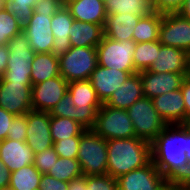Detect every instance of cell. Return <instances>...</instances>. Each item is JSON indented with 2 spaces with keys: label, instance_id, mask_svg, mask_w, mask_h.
Segmentation results:
<instances>
[{
  "label": "cell",
  "instance_id": "obj_1",
  "mask_svg": "<svg viewBox=\"0 0 190 190\" xmlns=\"http://www.w3.org/2000/svg\"><path fill=\"white\" fill-rule=\"evenodd\" d=\"M151 161L177 184L190 172V133L182 125H167L151 142Z\"/></svg>",
  "mask_w": 190,
  "mask_h": 190
},
{
  "label": "cell",
  "instance_id": "obj_2",
  "mask_svg": "<svg viewBox=\"0 0 190 190\" xmlns=\"http://www.w3.org/2000/svg\"><path fill=\"white\" fill-rule=\"evenodd\" d=\"M107 174L118 178L151 161V143L132 137L107 140Z\"/></svg>",
  "mask_w": 190,
  "mask_h": 190
},
{
  "label": "cell",
  "instance_id": "obj_3",
  "mask_svg": "<svg viewBox=\"0 0 190 190\" xmlns=\"http://www.w3.org/2000/svg\"><path fill=\"white\" fill-rule=\"evenodd\" d=\"M9 48L8 65L0 81L31 83V66L35 52L23 30L7 44Z\"/></svg>",
  "mask_w": 190,
  "mask_h": 190
},
{
  "label": "cell",
  "instance_id": "obj_4",
  "mask_svg": "<svg viewBox=\"0 0 190 190\" xmlns=\"http://www.w3.org/2000/svg\"><path fill=\"white\" fill-rule=\"evenodd\" d=\"M77 160L84 176L107 174V140L86 129L80 136Z\"/></svg>",
  "mask_w": 190,
  "mask_h": 190
},
{
  "label": "cell",
  "instance_id": "obj_5",
  "mask_svg": "<svg viewBox=\"0 0 190 190\" xmlns=\"http://www.w3.org/2000/svg\"><path fill=\"white\" fill-rule=\"evenodd\" d=\"M58 58L60 75L68 83L88 80L97 66V48L71 47Z\"/></svg>",
  "mask_w": 190,
  "mask_h": 190
},
{
  "label": "cell",
  "instance_id": "obj_6",
  "mask_svg": "<svg viewBox=\"0 0 190 190\" xmlns=\"http://www.w3.org/2000/svg\"><path fill=\"white\" fill-rule=\"evenodd\" d=\"M92 130L105 140L136 137L127 110L113 108L106 104L97 111Z\"/></svg>",
  "mask_w": 190,
  "mask_h": 190
},
{
  "label": "cell",
  "instance_id": "obj_7",
  "mask_svg": "<svg viewBox=\"0 0 190 190\" xmlns=\"http://www.w3.org/2000/svg\"><path fill=\"white\" fill-rule=\"evenodd\" d=\"M137 138L151 143L167 126L158 115L152 99L143 97L127 109Z\"/></svg>",
  "mask_w": 190,
  "mask_h": 190
},
{
  "label": "cell",
  "instance_id": "obj_8",
  "mask_svg": "<svg viewBox=\"0 0 190 190\" xmlns=\"http://www.w3.org/2000/svg\"><path fill=\"white\" fill-rule=\"evenodd\" d=\"M68 92L76 107L75 121L86 129H92L97 111L103 105L92 84L89 80L72 81L68 83Z\"/></svg>",
  "mask_w": 190,
  "mask_h": 190
},
{
  "label": "cell",
  "instance_id": "obj_9",
  "mask_svg": "<svg viewBox=\"0 0 190 190\" xmlns=\"http://www.w3.org/2000/svg\"><path fill=\"white\" fill-rule=\"evenodd\" d=\"M136 42L116 41L103 36L97 48V64L121 71H136L133 63Z\"/></svg>",
  "mask_w": 190,
  "mask_h": 190
},
{
  "label": "cell",
  "instance_id": "obj_10",
  "mask_svg": "<svg viewBox=\"0 0 190 190\" xmlns=\"http://www.w3.org/2000/svg\"><path fill=\"white\" fill-rule=\"evenodd\" d=\"M169 184L152 161L117 178L118 190H164Z\"/></svg>",
  "mask_w": 190,
  "mask_h": 190
},
{
  "label": "cell",
  "instance_id": "obj_11",
  "mask_svg": "<svg viewBox=\"0 0 190 190\" xmlns=\"http://www.w3.org/2000/svg\"><path fill=\"white\" fill-rule=\"evenodd\" d=\"M159 42L164 46H171L190 51V19L177 13L162 15L159 28Z\"/></svg>",
  "mask_w": 190,
  "mask_h": 190
},
{
  "label": "cell",
  "instance_id": "obj_12",
  "mask_svg": "<svg viewBox=\"0 0 190 190\" xmlns=\"http://www.w3.org/2000/svg\"><path fill=\"white\" fill-rule=\"evenodd\" d=\"M32 83L0 81V107L14 115L32 110Z\"/></svg>",
  "mask_w": 190,
  "mask_h": 190
},
{
  "label": "cell",
  "instance_id": "obj_13",
  "mask_svg": "<svg viewBox=\"0 0 190 190\" xmlns=\"http://www.w3.org/2000/svg\"><path fill=\"white\" fill-rule=\"evenodd\" d=\"M68 92V82L61 76L32 85V110L51 112Z\"/></svg>",
  "mask_w": 190,
  "mask_h": 190
},
{
  "label": "cell",
  "instance_id": "obj_14",
  "mask_svg": "<svg viewBox=\"0 0 190 190\" xmlns=\"http://www.w3.org/2000/svg\"><path fill=\"white\" fill-rule=\"evenodd\" d=\"M51 115L49 112L34 111L27 112V130L25 142L34 152L41 153L45 149L53 147L50 132Z\"/></svg>",
  "mask_w": 190,
  "mask_h": 190
},
{
  "label": "cell",
  "instance_id": "obj_15",
  "mask_svg": "<svg viewBox=\"0 0 190 190\" xmlns=\"http://www.w3.org/2000/svg\"><path fill=\"white\" fill-rule=\"evenodd\" d=\"M53 15L34 13L23 27L30 47L35 53H51L54 35L51 29Z\"/></svg>",
  "mask_w": 190,
  "mask_h": 190
},
{
  "label": "cell",
  "instance_id": "obj_16",
  "mask_svg": "<svg viewBox=\"0 0 190 190\" xmlns=\"http://www.w3.org/2000/svg\"><path fill=\"white\" fill-rule=\"evenodd\" d=\"M144 97L153 99L161 94L180 89L188 73L140 71Z\"/></svg>",
  "mask_w": 190,
  "mask_h": 190
},
{
  "label": "cell",
  "instance_id": "obj_17",
  "mask_svg": "<svg viewBox=\"0 0 190 190\" xmlns=\"http://www.w3.org/2000/svg\"><path fill=\"white\" fill-rule=\"evenodd\" d=\"M137 71H121L118 69L105 68L101 65L96 66L91 73L89 81L95 89L96 94L104 104L112 95V93L119 89L121 84L128 79V77Z\"/></svg>",
  "mask_w": 190,
  "mask_h": 190
},
{
  "label": "cell",
  "instance_id": "obj_18",
  "mask_svg": "<svg viewBox=\"0 0 190 190\" xmlns=\"http://www.w3.org/2000/svg\"><path fill=\"white\" fill-rule=\"evenodd\" d=\"M158 115L167 125H181L186 118V108L181 88L152 99Z\"/></svg>",
  "mask_w": 190,
  "mask_h": 190
},
{
  "label": "cell",
  "instance_id": "obj_19",
  "mask_svg": "<svg viewBox=\"0 0 190 190\" xmlns=\"http://www.w3.org/2000/svg\"><path fill=\"white\" fill-rule=\"evenodd\" d=\"M0 159L13 172L33 164L34 152L26 142L6 138L0 141Z\"/></svg>",
  "mask_w": 190,
  "mask_h": 190
},
{
  "label": "cell",
  "instance_id": "obj_20",
  "mask_svg": "<svg viewBox=\"0 0 190 190\" xmlns=\"http://www.w3.org/2000/svg\"><path fill=\"white\" fill-rule=\"evenodd\" d=\"M148 71L188 73V52L180 48L161 45L155 63L151 64Z\"/></svg>",
  "mask_w": 190,
  "mask_h": 190
},
{
  "label": "cell",
  "instance_id": "obj_21",
  "mask_svg": "<svg viewBox=\"0 0 190 190\" xmlns=\"http://www.w3.org/2000/svg\"><path fill=\"white\" fill-rule=\"evenodd\" d=\"M74 20L65 4L53 15L51 20V29L54 35L52 53L55 56L59 57L71 48L69 33Z\"/></svg>",
  "mask_w": 190,
  "mask_h": 190
},
{
  "label": "cell",
  "instance_id": "obj_22",
  "mask_svg": "<svg viewBox=\"0 0 190 190\" xmlns=\"http://www.w3.org/2000/svg\"><path fill=\"white\" fill-rule=\"evenodd\" d=\"M65 6L79 22H88L104 27L107 18L105 2L102 0H69Z\"/></svg>",
  "mask_w": 190,
  "mask_h": 190
},
{
  "label": "cell",
  "instance_id": "obj_23",
  "mask_svg": "<svg viewBox=\"0 0 190 190\" xmlns=\"http://www.w3.org/2000/svg\"><path fill=\"white\" fill-rule=\"evenodd\" d=\"M143 97L141 77L139 72H136L131 74L104 104L113 108L127 110L133 103Z\"/></svg>",
  "mask_w": 190,
  "mask_h": 190
},
{
  "label": "cell",
  "instance_id": "obj_24",
  "mask_svg": "<svg viewBox=\"0 0 190 190\" xmlns=\"http://www.w3.org/2000/svg\"><path fill=\"white\" fill-rule=\"evenodd\" d=\"M141 16L132 14H110L107 15L104 36L116 41L132 40L133 31Z\"/></svg>",
  "mask_w": 190,
  "mask_h": 190
},
{
  "label": "cell",
  "instance_id": "obj_25",
  "mask_svg": "<svg viewBox=\"0 0 190 190\" xmlns=\"http://www.w3.org/2000/svg\"><path fill=\"white\" fill-rule=\"evenodd\" d=\"M103 36L102 25L74 20L69 40L71 47H97Z\"/></svg>",
  "mask_w": 190,
  "mask_h": 190
},
{
  "label": "cell",
  "instance_id": "obj_26",
  "mask_svg": "<svg viewBox=\"0 0 190 190\" xmlns=\"http://www.w3.org/2000/svg\"><path fill=\"white\" fill-rule=\"evenodd\" d=\"M32 85L60 75L59 58L51 53H35L31 66Z\"/></svg>",
  "mask_w": 190,
  "mask_h": 190
},
{
  "label": "cell",
  "instance_id": "obj_27",
  "mask_svg": "<svg viewBox=\"0 0 190 190\" xmlns=\"http://www.w3.org/2000/svg\"><path fill=\"white\" fill-rule=\"evenodd\" d=\"M105 8L107 15L129 13L144 17L154 12L151 0H106Z\"/></svg>",
  "mask_w": 190,
  "mask_h": 190
},
{
  "label": "cell",
  "instance_id": "obj_28",
  "mask_svg": "<svg viewBox=\"0 0 190 190\" xmlns=\"http://www.w3.org/2000/svg\"><path fill=\"white\" fill-rule=\"evenodd\" d=\"M162 15L154 11L150 15L141 17L133 31V40L136 43L158 40Z\"/></svg>",
  "mask_w": 190,
  "mask_h": 190
},
{
  "label": "cell",
  "instance_id": "obj_29",
  "mask_svg": "<svg viewBox=\"0 0 190 190\" xmlns=\"http://www.w3.org/2000/svg\"><path fill=\"white\" fill-rule=\"evenodd\" d=\"M42 174L30 164L11 172L9 186L14 190H38Z\"/></svg>",
  "mask_w": 190,
  "mask_h": 190
},
{
  "label": "cell",
  "instance_id": "obj_30",
  "mask_svg": "<svg viewBox=\"0 0 190 190\" xmlns=\"http://www.w3.org/2000/svg\"><path fill=\"white\" fill-rule=\"evenodd\" d=\"M85 130L86 128L75 120L51 116L50 132L53 142L69 137H80Z\"/></svg>",
  "mask_w": 190,
  "mask_h": 190
},
{
  "label": "cell",
  "instance_id": "obj_31",
  "mask_svg": "<svg viewBox=\"0 0 190 190\" xmlns=\"http://www.w3.org/2000/svg\"><path fill=\"white\" fill-rule=\"evenodd\" d=\"M161 45L159 40L136 43L133 63L137 72L148 70L155 63Z\"/></svg>",
  "mask_w": 190,
  "mask_h": 190
},
{
  "label": "cell",
  "instance_id": "obj_32",
  "mask_svg": "<svg viewBox=\"0 0 190 190\" xmlns=\"http://www.w3.org/2000/svg\"><path fill=\"white\" fill-rule=\"evenodd\" d=\"M48 174L60 181L69 182L83 175V172L77 159L58 157Z\"/></svg>",
  "mask_w": 190,
  "mask_h": 190
},
{
  "label": "cell",
  "instance_id": "obj_33",
  "mask_svg": "<svg viewBox=\"0 0 190 190\" xmlns=\"http://www.w3.org/2000/svg\"><path fill=\"white\" fill-rule=\"evenodd\" d=\"M22 30L23 27L6 7L0 10V45H7Z\"/></svg>",
  "mask_w": 190,
  "mask_h": 190
},
{
  "label": "cell",
  "instance_id": "obj_34",
  "mask_svg": "<svg viewBox=\"0 0 190 190\" xmlns=\"http://www.w3.org/2000/svg\"><path fill=\"white\" fill-rule=\"evenodd\" d=\"M36 0H6V8L14 15L18 23L24 27L33 15Z\"/></svg>",
  "mask_w": 190,
  "mask_h": 190
},
{
  "label": "cell",
  "instance_id": "obj_35",
  "mask_svg": "<svg viewBox=\"0 0 190 190\" xmlns=\"http://www.w3.org/2000/svg\"><path fill=\"white\" fill-rule=\"evenodd\" d=\"M80 137H69L53 142V148L61 158L77 159Z\"/></svg>",
  "mask_w": 190,
  "mask_h": 190
},
{
  "label": "cell",
  "instance_id": "obj_36",
  "mask_svg": "<svg viewBox=\"0 0 190 190\" xmlns=\"http://www.w3.org/2000/svg\"><path fill=\"white\" fill-rule=\"evenodd\" d=\"M86 185L84 190H118L117 179L109 174L86 176Z\"/></svg>",
  "mask_w": 190,
  "mask_h": 190
},
{
  "label": "cell",
  "instance_id": "obj_37",
  "mask_svg": "<svg viewBox=\"0 0 190 190\" xmlns=\"http://www.w3.org/2000/svg\"><path fill=\"white\" fill-rule=\"evenodd\" d=\"M58 154L53 147L45 149L41 153L34 154V166L41 174H47L56 163Z\"/></svg>",
  "mask_w": 190,
  "mask_h": 190
},
{
  "label": "cell",
  "instance_id": "obj_38",
  "mask_svg": "<svg viewBox=\"0 0 190 190\" xmlns=\"http://www.w3.org/2000/svg\"><path fill=\"white\" fill-rule=\"evenodd\" d=\"M50 115L75 120L76 107L69 92H67L63 98L56 103L53 110H51Z\"/></svg>",
  "mask_w": 190,
  "mask_h": 190
},
{
  "label": "cell",
  "instance_id": "obj_39",
  "mask_svg": "<svg viewBox=\"0 0 190 190\" xmlns=\"http://www.w3.org/2000/svg\"><path fill=\"white\" fill-rule=\"evenodd\" d=\"M27 130V113L16 115L8 129V139L25 142Z\"/></svg>",
  "mask_w": 190,
  "mask_h": 190
},
{
  "label": "cell",
  "instance_id": "obj_40",
  "mask_svg": "<svg viewBox=\"0 0 190 190\" xmlns=\"http://www.w3.org/2000/svg\"><path fill=\"white\" fill-rule=\"evenodd\" d=\"M185 0H151L152 8L158 13H177Z\"/></svg>",
  "mask_w": 190,
  "mask_h": 190
},
{
  "label": "cell",
  "instance_id": "obj_41",
  "mask_svg": "<svg viewBox=\"0 0 190 190\" xmlns=\"http://www.w3.org/2000/svg\"><path fill=\"white\" fill-rule=\"evenodd\" d=\"M64 5L62 0H36L34 13L54 15Z\"/></svg>",
  "mask_w": 190,
  "mask_h": 190
},
{
  "label": "cell",
  "instance_id": "obj_42",
  "mask_svg": "<svg viewBox=\"0 0 190 190\" xmlns=\"http://www.w3.org/2000/svg\"><path fill=\"white\" fill-rule=\"evenodd\" d=\"M68 182L55 179L51 175L42 174L38 190H67Z\"/></svg>",
  "mask_w": 190,
  "mask_h": 190
},
{
  "label": "cell",
  "instance_id": "obj_43",
  "mask_svg": "<svg viewBox=\"0 0 190 190\" xmlns=\"http://www.w3.org/2000/svg\"><path fill=\"white\" fill-rule=\"evenodd\" d=\"M16 115L0 107V141L8 136V129Z\"/></svg>",
  "mask_w": 190,
  "mask_h": 190
},
{
  "label": "cell",
  "instance_id": "obj_44",
  "mask_svg": "<svg viewBox=\"0 0 190 190\" xmlns=\"http://www.w3.org/2000/svg\"><path fill=\"white\" fill-rule=\"evenodd\" d=\"M181 92L186 108V117L190 116V76H187L181 86Z\"/></svg>",
  "mask_w": 190,
  "mask_h": 190
},
{
  "label": "cell",
  "instance_id": "obj_45",
  "mask_svg": "<svg viewBox=\"0 0 190 190\" xmlns=\"http://www.w3.org/2000/svg\"><path fill=\"white\" fill-rule=\"evenodd\" d=\"M11 172L0 159V189L9 186Z\"/></svg>",
  "mask_w": 190,
  "mask_h": 190
},
{
  "label": "cell",
  "instance_id": "obj_46",
  "mask_svg": "<svg viewBox=\"0 0 190 190\" xmlns=\"http://www.w3.org/2000/svg\"><path fill=\"white\" fill-rule=\"evenodd\" d=\"M9 48L7 45H0V77L6 71L8 65Z\"/></svg>",
  "mask_w": 190,
  "mask_h": 190
},
{
  "label": "cell",
  "instance_id": "obj_47",
  "mask_svg": "<svg viewBox=\"0 0 190 190\" xmlns=\"http://www.w3.org/2000/svg\"><path fill=\"white\" fill-rule=\"evenodd\" d=\"M86 186V176L81 175L68 182L67 190H84Z\"/></svg>",
  "mask_w": 190,
  "mask_h": 190
},
{
  "label": "cell",
  "instance_id": "obj_48",
  "mask_svg": "<svg viewBox=\"0 0 190 190\" xmlns=\"http://www.w3.org/2000/svg\"><path fill=\"white\" fill-rule=\"evenodd\" d=\"M176 185L178 190H190V172L185 175Z\"/></svg>",
  "mask_w": 190,
  "mask_h": 190
},
{
  "label": "cell",
  "instance_id": "obj_49",
  "mask_svg": "<svg viewBox=\"0 0 190 190\" xmlns=\"http://www.w3.org/2000/svg\"><path fill=\"white\" fill-rule=\"evenodd\" d=\"M178 13L187 18L190 19V0H185L183 3L182 8L178 11Z\"/></svg>",
  "mask_w": 190,
  "mask_h": 190
},
{
  "label": "cell",
  "instance_id": "obj_50",
  "mask_svg": "<svg viewBox=\"0 0 190 190\" xmlns=\"http://www.w3.org/2000/svg\"><path fill=\"white\" fill-rule=\"evenodd\" d=\"M181 125L188 133H190V116L186 117Z\"/></svg>",
  "mask_w": 190,
  "mask_h": 190
},
{
  "label": "cell",
  "instance_id": "obj_51",
  "mask_svg": "<svg viewBox=\"0 0 190 190\" xmlns=\"http://www.w3.org/2000/svg\"><path fill=\"white\" fill-rule=\"evenodd\" d=\"M164 190H178L177 185L170 183Z\"/></svg>",
  "mask_w": 190,
  "mask_h": 190
},
{
  "label": "cell",
  "instance_id": "obj_52",
  "mask_svg": "<svg viewBox=\"0 0 190 190\" xmlns=\"http://www.w3.org/2000/svg\"><path fill=\"white\" fill-rule=\"evenodd\" d=\"M6 6V0H0V10L5 8Z\"/></svg>",
  "mask_w": 190,
  "mask_h": 190
},
{
  "label": "cell",
  "instance_id": "obj_53",
  "mask_svg": "<svg viewBox=\"0 0 190 190\" xmlns=\"http://www.w3.org/2000/svg\"><path fill=\"white\" fill-rule=\"evenodd\" d=\"M188 76H190V51L188 52Z\"/></svg>",
  "mask_w": 190,
  "mask_h": 190
},
{
  "label": "cell",
  "instance_id": "obj_54",
  "mask_svg": "<svg viewBox=\"0 0 190 190\" xmlns=\"http://www.w3.org/2000/svg\"><path fill=\"white\" fill-rule=\"evenodd\" d=\"M0 190H14V189L12 187H10V186H7V187H5L3 189H0Z\"/></svg>",
  "mask_w": 190,
  "mask_h": 190
},
{
  "label": "cell",
  "instance_id": "obj_55",
  "mask_svg": "<svg viewBox=\"0 0 190 190\" xmlns=\"http://www.w3.org/2000/svg\"><path fill=\"white\" fill-rule=\"evenodd\" d=\"M63 1V3L65 4L66 2H68L69 0H62Z\"/></svg>",
  "mask_w": 190,
  "mask_h": 190
}]
</instances>
